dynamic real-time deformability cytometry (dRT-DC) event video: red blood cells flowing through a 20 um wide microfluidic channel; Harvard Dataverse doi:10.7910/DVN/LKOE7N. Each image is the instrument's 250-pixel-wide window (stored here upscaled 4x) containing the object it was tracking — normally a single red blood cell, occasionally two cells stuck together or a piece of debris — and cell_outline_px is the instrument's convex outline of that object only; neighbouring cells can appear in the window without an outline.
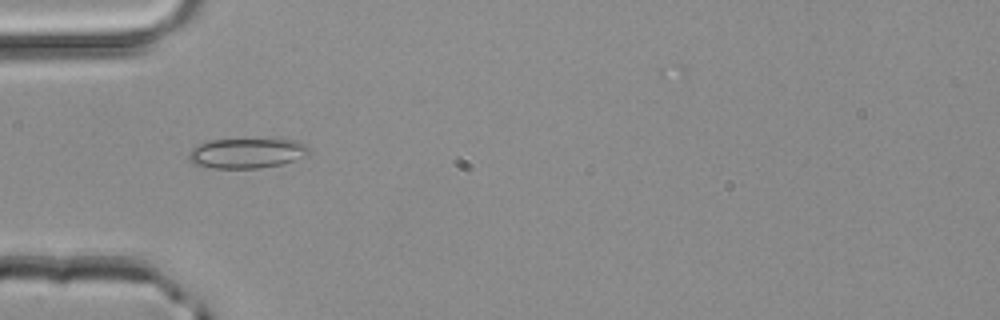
{"species": "common noctule bat (a hibernating species)", "species_latin": "Nyctalus noctula", "temperature_condition": "room temperature", "stored_images_in_passage": 33, "camera_frame_rate_fps": 3000, "um_per_image_px": 0.085, "animal": {"sex": "male", "body_mass_g": 20.4}, "frame": {"image": 1, "passage_image": 3, "time_ms": 0.667, "image_size_px": [1000, 320], "cell_outline_px": [[308, 152], [284, 164], [260, 168], [212, 168], [192, 164], [188, 160], [188, 152], [192, 148], [208, 140], [296, 140], [304, 144], [308, 148]], "centroid_in_image_um": [20.88, 13.04], "position_along_channel_um": 64.1, "area_um2": 20.69}}
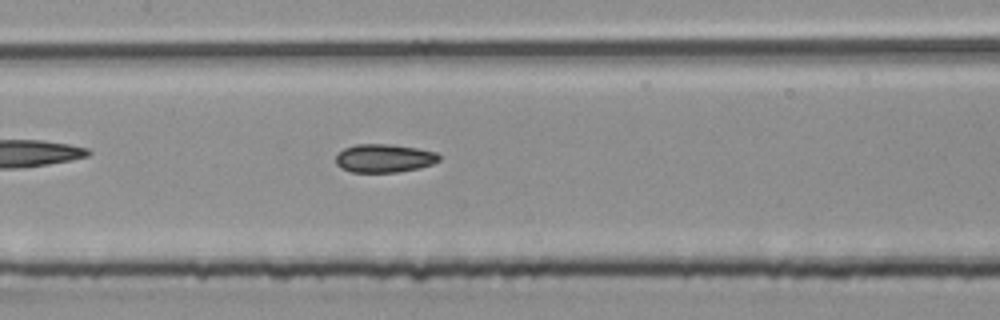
{"frame": {"image": 2, "passage_image": 11, "time_ms": 3.333, "image_size_px": [1000, 320], "cell_outline_px": [[440, 160], [432, 164], [420, 168], [396, 172], [352, 172], [340, 168], [336, 164], [336, 156], [344, 148], [356, 144], [388, 144], [416, 148], [436, 152], [440, 156]], "centroid_in_image_um": [32.65, 13.45], "position_along_channel_um": 174.8, "area_um2": 17.05}}
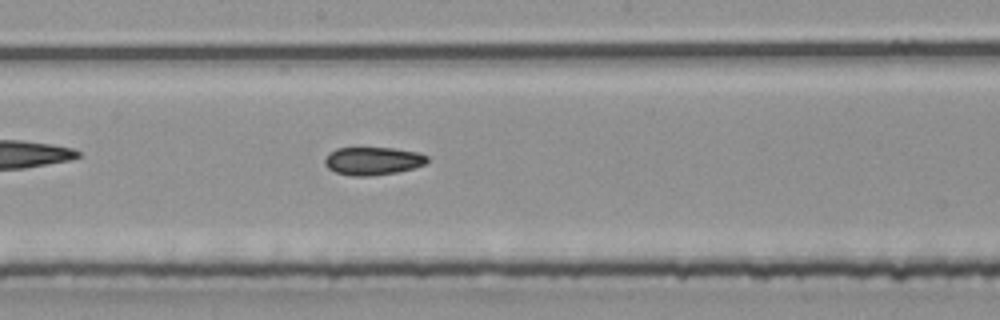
{"frame": {"image": 3, "passage_image": 14, "time_ms": 4.333, "image_size_px": [1000, 320], "cell_outline_px": [[428, 160], [424, 164], [412, 168], [396, 172], [372, 176], [352, 176], [336, 172], [328, 168], [324, 164], [324, 160], [328, 152], [336, 148], [392, 148], [420, 152], [428, 156]], "centroid_in_image_um": [31.67, 13.67], "position_along_channel_um": 216.5, "area_um2": 16.76}, "authors_computed_cell_mechanics": {"area_um2": 16.8776, "velocity_mm_per_s": 4.1849, "shape_relaxation_time_tau1_ms": 5.3316, "shape_relaxation_time_tau2_ms": 2.1302, "deformation_change_tau1": 0.0888, "deformation_change_tau2": 0.0644}}